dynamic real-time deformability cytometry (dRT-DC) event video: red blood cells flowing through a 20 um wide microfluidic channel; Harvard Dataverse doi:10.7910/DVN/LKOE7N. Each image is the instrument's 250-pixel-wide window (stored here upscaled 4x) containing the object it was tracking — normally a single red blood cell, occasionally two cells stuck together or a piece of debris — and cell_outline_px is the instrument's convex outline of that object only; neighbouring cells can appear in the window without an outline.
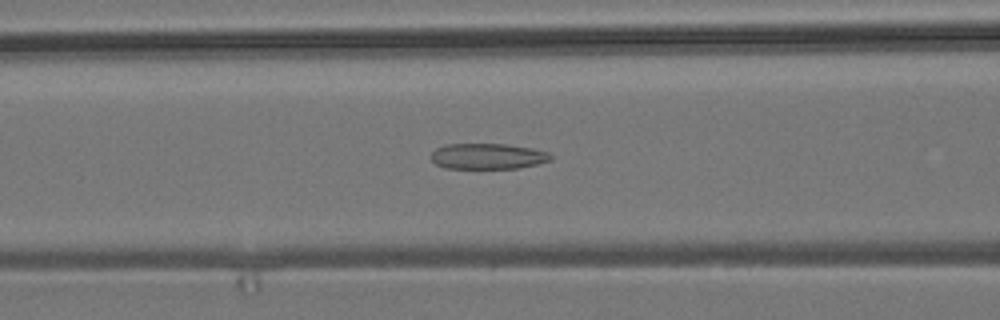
{"species": "common noctule bat (a hibernating species)", "species_latin": "Nyctalus noctula", "temperature_condition": "room temperature", "stored_images_in_passage": 53, "camera_frame_rate_fps": 3000, "um_per_image_px": 0.085, "animal": {"sex": "male", "body_mass_g": 19.2, "forearm_length_mm": 51.8}, "frame": {"image": 1, "passage_image": 21, "time_ms": 6.667, "image_size_px": [1000, 320], "cell_outline_px": [[552, 160], [520, 168], [444, 168], [436, 164], [432, 160], [432, 152], [436, 148], [444, 144], [504, 144], [532, 148], [548, 152], [552, 156]], "centroid_in_image_um": [41.46, 13.28], "position_along_channel_um": 125.1, "area_um2": 17.92}}
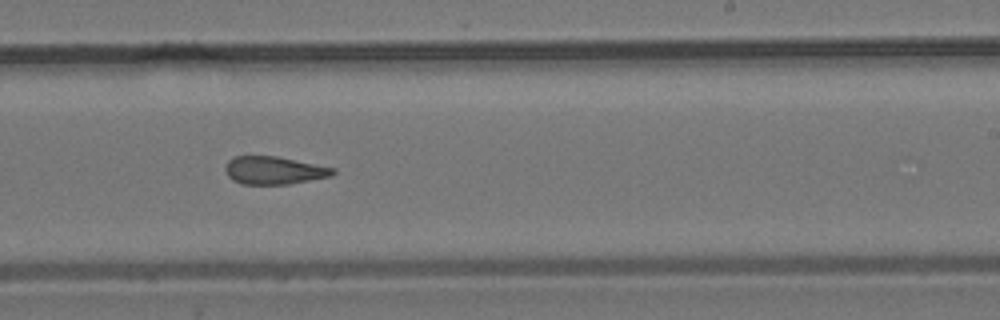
{"frame": {"image": 2, "passage_image": 32, "time_ms": 10.333, "image_size_px": [1000, 320], "cell_outline_px": [[336, 172], [332, 176], [288, 184], [240, 184], [232, 180], [228, 176], [224, 168], [228, 160], [232, 156], [276, 156], [336, 168]], "centroid_in_image_um": [23.28, 14.48], "position_along_channel_um": 265.7, "area_um2": 17.57}}
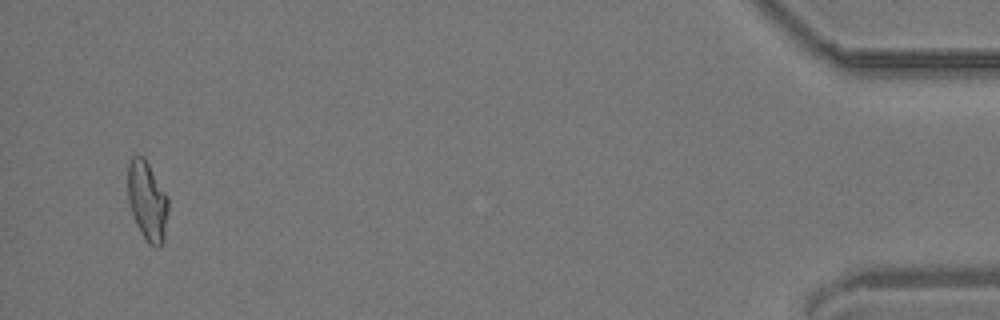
{"frame": {"image": 3, "passage_image": 51, "time_ms": 16.667, "image_size_px": [1000, 320], "cell_outline_px": [[168, 212], [164, 240], [160, 248], [152, 248], [148, 244], [136, 224], [128, 200], [128, 164], [132, 156], [144, 156], [168, 196]], "centroid_in_image_um": [12.54, 17.11], "position_along_channel_um": 422.7, "area_um2": 18.9}, "authors_computed_cell_mechanics": {"area_um2": 18.8428, "velocity_mm_per_s": 3.8428, "shape_relaxation_time_tau1_ms": null, "shape_relaxation_time_tau2_ms": 3.2667, "deformation_change_tau1": null, "deformation_change_tau2": 0.1338}}